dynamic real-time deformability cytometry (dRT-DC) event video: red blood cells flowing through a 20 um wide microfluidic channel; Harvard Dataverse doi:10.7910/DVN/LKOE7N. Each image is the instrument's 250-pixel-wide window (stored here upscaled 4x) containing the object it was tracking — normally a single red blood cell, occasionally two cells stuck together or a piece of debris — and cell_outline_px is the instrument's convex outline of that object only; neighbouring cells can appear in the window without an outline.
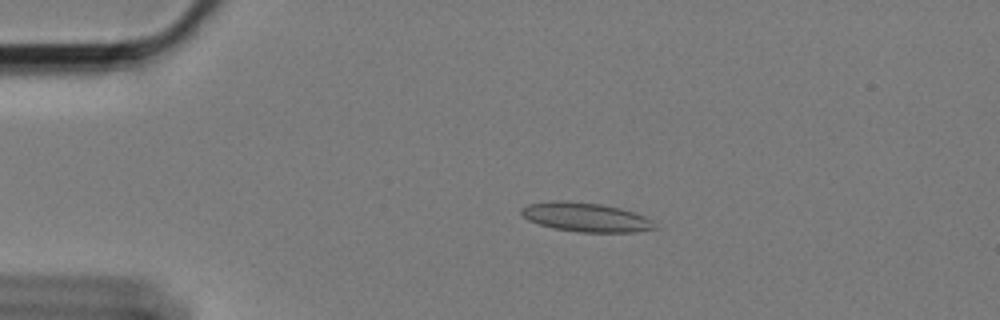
{"species": "Egyptian fruit bat (a non-hibernating species)", "species_latin": "Rousettus aegyptiacus", "temperature_condition": "cold", "stored_images_in_passage": 31, "camera_frame_rate_fps": 3000, "um_per_image_px": 0.085, "animal": {"sex": "female"}, "frame": {"image": 1, "passage_image": 9, "time_ms": 2.667, "image_size_px": [1000, 320], "cell_outline_px": [[656, 228], [636, 232], [580, 232], [552, 228], [528, 220], [520, 212], [520, 208], [528, 204], [552, 200], [568, 200], [600, 204], [620, 208], [636, 212], [652, 220]], "centroid_in_image_um": [49.77, 18.45], "position_along_channel_um": 35.2, "area_um2": 22.72}}
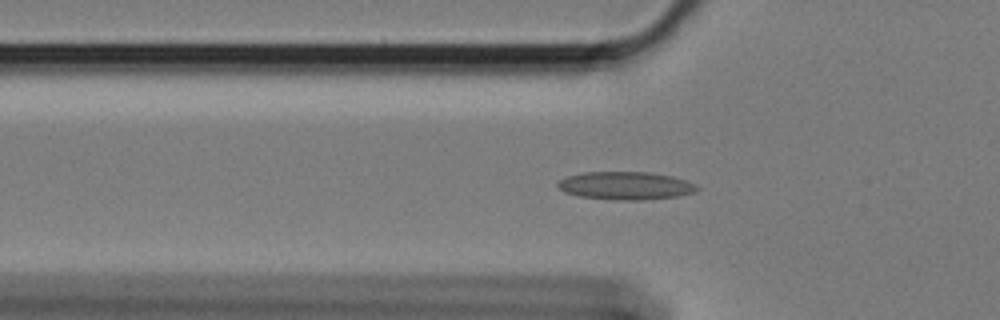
{"frame": {"image": 2, "passage_image": 16, "time_ms": 5.0, "image_size_px": [1000, 320], "cell_outline_px": [[700, 188], [696, 192], [680, 196], [640, 200], [616, 200], [580, 196], [564, 192], [556, 184], [560, 180], [568, 176], [584, 172], [652, 172], [672, 176], [696, 184]], "centroid_in_image_um": [53.22, 15.78], "position_along_channel_um": 72.6, "area_um2": 22.72}}
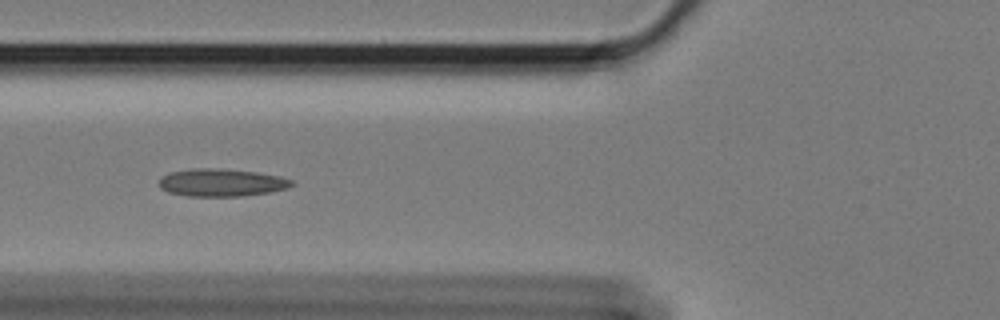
{"frame": {"image": 3, "passage_image": 19, "time_ms": 6.0, "image_size_px": [1000, 320], "cell_outline_px": [[296, 184], [288, 188], [272, 192], [244, 196], [188, 196], [168, 192], [160, 188], [160, 176], [168, 172], [192, 168], [216, 168], [256, 172], [280, 176], [292, 180]], "centroid_in_image_um": [18.84, 15.52], "position_along_channel_um": 107.0, "area_um2": 21.62}}